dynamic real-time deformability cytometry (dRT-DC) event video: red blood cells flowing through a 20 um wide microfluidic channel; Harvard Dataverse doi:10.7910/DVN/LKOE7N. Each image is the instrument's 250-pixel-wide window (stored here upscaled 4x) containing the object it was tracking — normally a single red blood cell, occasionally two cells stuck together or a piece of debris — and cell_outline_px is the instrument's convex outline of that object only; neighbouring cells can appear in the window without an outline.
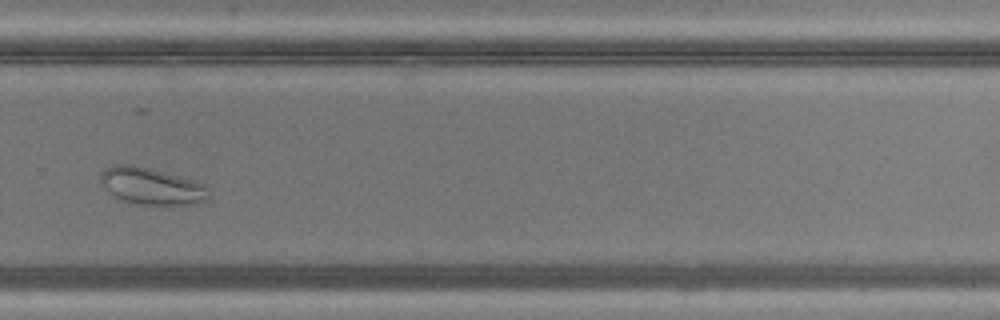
{"species": "common noctule bat (a hibernating species)", "species_latin": "Nyctalus noctula", "temperature_condition": "warm", "stored_images_in_passage": 28, "camera_frame_rate_fps": 3000, "um_per_image_px": 0.085, "animal": {"sex": "male", "body_mass_g": 20.5, "forearm_length_mm": 52.5}, "frame": {"image": 1, "passage_image": 23, "time_ms": 7.333, "image_size_px": [1000, 320], "cell_outline_px": [[208, 200], [192, 204], [140, 204], [124, 200], [108, 192], [100, 180], [100, 176], [104, 168], [112, 164], [132, 164], [148, 168], [192, 180], [204, 184], [208, 188]], "centroid_in_image_um": [12.85, 15.81], "position_along_channel_um": 316.9, "area_um2": 22.83}}